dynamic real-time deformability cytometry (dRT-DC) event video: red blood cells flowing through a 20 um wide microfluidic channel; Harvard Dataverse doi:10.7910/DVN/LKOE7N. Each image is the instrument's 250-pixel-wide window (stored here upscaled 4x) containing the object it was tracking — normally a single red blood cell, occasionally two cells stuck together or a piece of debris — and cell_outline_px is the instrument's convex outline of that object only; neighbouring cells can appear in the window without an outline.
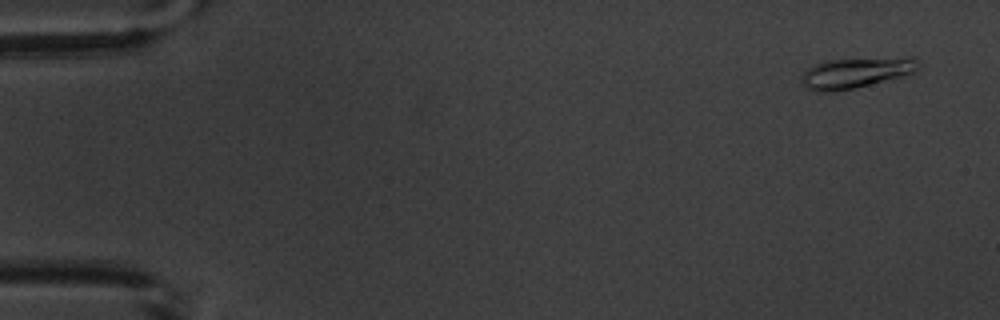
{"species": "common noctule bat (a hibernating species)", "species_latin": "Nyctalus noctula", "temperature_condition": "warm", "stored_images_in_passage": 6, "camera_frame_rate_fps": 3000, "um_per_image_px": 0.085, "animal": {"sex": "male", "body_mass_g": 20.1, "forearm_length_mm": 53.5}, "frame": {"image": 1, "passage_image": 1, "time_ms": 0.0, "image_size_px": [1000, 320], "cell_outline_px": [[920, 68], [916, 72], [852, 88], [832, 92], [820, 92], [808, 88], [800, 84], [800, 76], [808, 68], [816, 64], [828, 60], [912, 56], [920, 64]], "centroid_in_image_um": [72.75, 6.16], "position_along_channel_um": 12.3, "area_um2": 20.75}}